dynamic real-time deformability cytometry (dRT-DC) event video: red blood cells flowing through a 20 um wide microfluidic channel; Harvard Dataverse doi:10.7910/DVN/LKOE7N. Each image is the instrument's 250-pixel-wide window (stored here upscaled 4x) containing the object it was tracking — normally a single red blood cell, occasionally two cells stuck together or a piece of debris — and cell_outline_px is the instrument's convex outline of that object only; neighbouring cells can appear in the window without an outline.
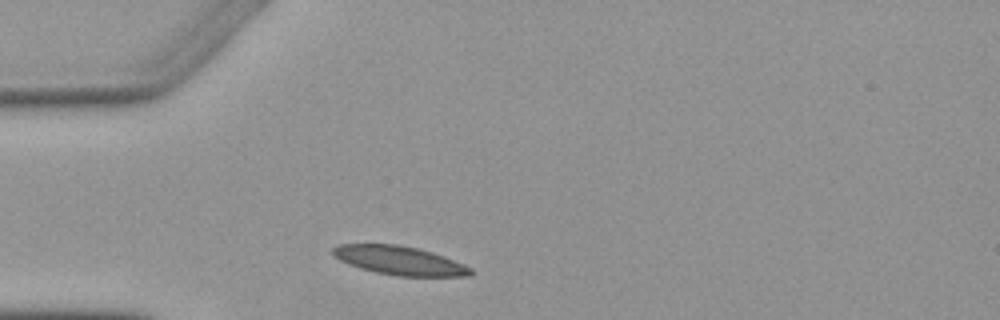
{"species": "Egyptian fruit bat (a non-hibernating species)", "species_latin": "Rousettus aegyptiacus", "temperature_condition": "warm", "stored_images_in_passage": 2, "camera_frame_rate_fps": 3000, "um_per_image_px": 0.085, "animal": {"sex": "female"}, "frame": {"image": 1, "passage_image": 1, "time_ms": 0.0, "image_size_px": [1000, 320], "cell_outline_px": [[472, 276], [396, 276], [376, 272], [360, 268], [348, 264], [340, 260], [332, 252], [332, 248], [340, 244], [396, 244], [416, 248], [432, 252], [444, 256], [464, 264], [472, 268]], "centroid_in_image_um": [33.98, 22.14], "position_along_channel_um": 51.0, "area_um2": 23.0}}